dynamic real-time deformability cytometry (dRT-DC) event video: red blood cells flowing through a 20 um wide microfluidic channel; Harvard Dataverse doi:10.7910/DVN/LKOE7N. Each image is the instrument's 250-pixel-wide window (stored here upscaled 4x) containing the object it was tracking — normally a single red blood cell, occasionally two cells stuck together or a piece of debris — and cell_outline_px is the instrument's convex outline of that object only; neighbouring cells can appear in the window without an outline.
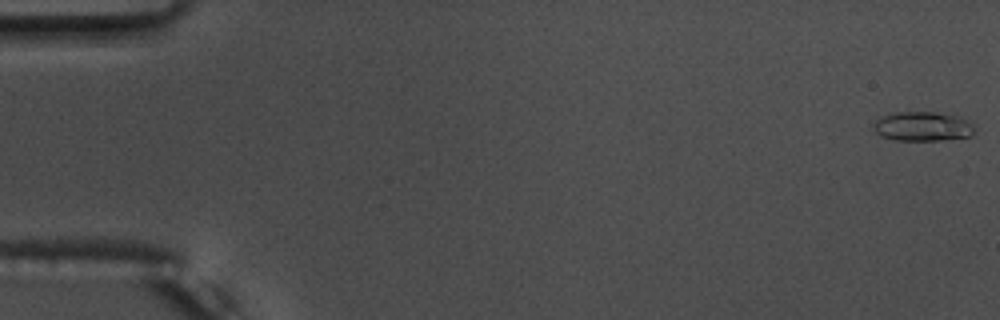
{"species": "common noctule bat (a hibernating species)", "species_latin": "Nyctalus noctula", "temperature_condition": "warm", "stored_images_in_passage": 56, "camera_frame_rate_fps": 3000, "um_per_image_px": 0.085, "animal": {"sex": "male", "body_mass_g": 17.5, "forearm_length_mm": 52.3}, "frame": {"image": 1, "passage_image": 1, "time_ms": 0.0, "image_size_px": [1000, 320], "cell_outline_px": [[972, 136], [940, 140], [892, 140], [880, 136], [876, 132], [876, 120], [892, 112], [936, 112], [956, 116], [972, 124]], "centroid_in_image_um": [78.4, 10.75], "position_along_channel_um": 6.6, "area_um2": 16.94}}
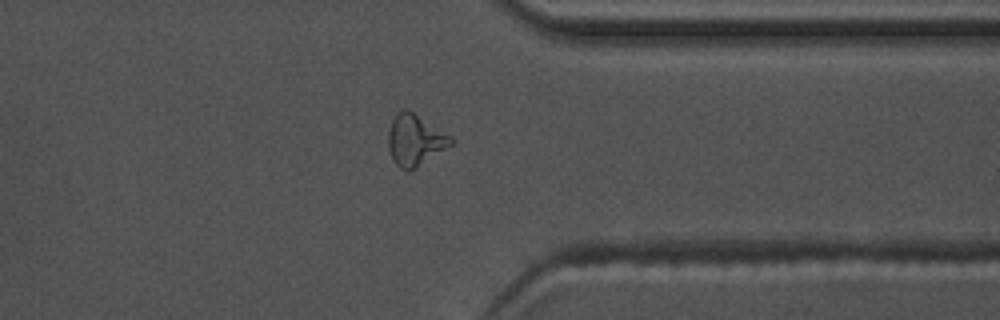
{"frame": {"image": 2, "passage_image": 44, "time_ms": 14.333, "image_size_px": [1000, 320], "cell_outline_px": [[452, 144], [416, 168], [408, 172], [404, 172], [392, 160], [388, 148], [388, 132], [392, 120], [404, 108], [408, 108], [452, 136]], "centroid_in_image_um": [35.26, 11.92], "position_along_channel_um": 376.1, "area_um2": 18.79}}
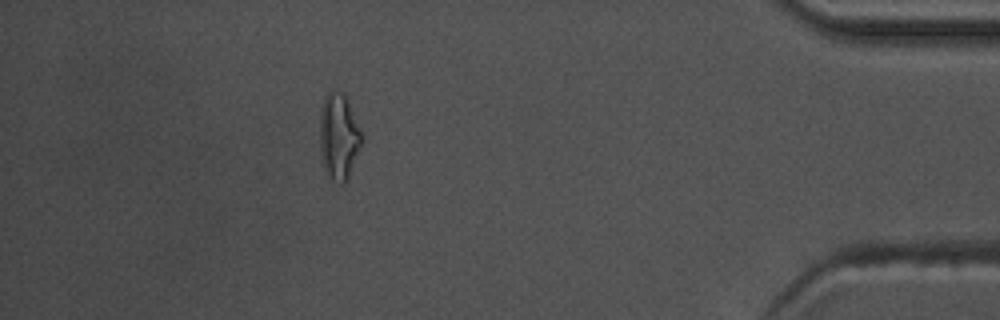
{"frame": {"image": 3, "passage_image": 50, "time_ms": 16.333, "image_size_px": [1000, 320], "cell_outline_px": [[360, 144], [348, 176], [344, 184], [340, 184], [332, 180], [324, 168], [320, 156], [320, 112], [324, 96], [332, 88], [336, 88], [348, 96], [360, 128]], "centroid_in_image_um": [28.76, 11.5], "position_along_channel_um": 406.4, "area_um2": 21.1}, "authors_computed_cell_mechanics": {"area_um2": 16.2996, "velocity_mm_per_s": 3.7373, "shape_relaxation_time_tau1_ms": 4.3706, "shape_relaxation_time_tau2_ms": 2.0654, "deformation_change_tau1": 0.1928, "deformation_change_tau2": 0.1118}}